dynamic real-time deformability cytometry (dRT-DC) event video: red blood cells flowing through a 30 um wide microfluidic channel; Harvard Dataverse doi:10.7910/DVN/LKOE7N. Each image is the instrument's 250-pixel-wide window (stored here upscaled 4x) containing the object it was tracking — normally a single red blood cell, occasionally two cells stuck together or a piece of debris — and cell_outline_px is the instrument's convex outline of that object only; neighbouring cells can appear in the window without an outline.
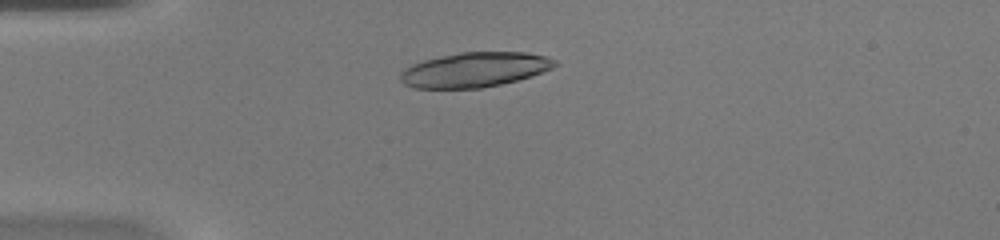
{"species": "common noctule bat (a hibernating species)", "species_latin": "Nyctalus noctula", "temperature_condition": "warm", "stored_images_in_passage": 40, "camera_frame_rate_fps": 3000, "um_per_image_px": 0.085, "animal": {"sex": "female", "body_mass_g": 20.0, "forearm_length_mm": 54.0}, "frame": {"image": 1, "passage_image": 4, "time_ms": 1.0, "image_size_px": [1000, 240], "cell_outline_px": [[560, 64], [552, 68], [532, 76], [500, 84], [480, 88], [416, 88], [404, 84], [400, 80], [400, 72], [404, 68], [412, 64], [424, 60], [440, 56], [460, 52], [528, 52], [544, 56], [556, 60]], "centroid_in_image_um": [40.35, 5.92], "position_along_channel_um": 44.7, "area_um2": 31.33}}